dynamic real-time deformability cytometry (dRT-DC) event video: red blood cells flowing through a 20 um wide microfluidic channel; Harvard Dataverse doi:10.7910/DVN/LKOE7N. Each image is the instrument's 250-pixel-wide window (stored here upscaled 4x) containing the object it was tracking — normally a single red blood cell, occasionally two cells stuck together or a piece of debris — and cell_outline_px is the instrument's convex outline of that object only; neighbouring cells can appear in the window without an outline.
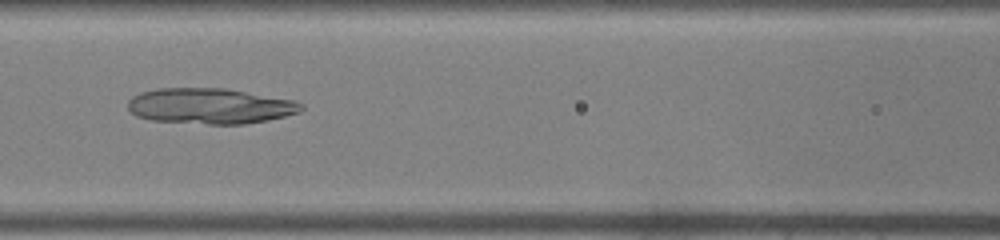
{"species": "common noctule bat (a hibernating species)", "species_latin": "Nyctalus noctula", "temperature_condition": "warm", "stored_images_in_passage": 44, "camera_frame_rate_fps": 3000, "um_per_image_px": 0.085, "animal": {"sex": "male", "body_mass_g": 19.0, "forearm_length_mm": 50.8}, "frame": {"image": 1, "passage_image": 20, "time_ms": 6.333, "image_size_px": [1000, 240], "cell_outline_px": [[304, 108], [300, 112], [268, 120], [244, 124], [208, 124], [152, 120], [136, 116], [128, 108], [128, 100], [132, 96], [140, 92], [156, 88], [224, 88], [296, 100], [304, 104]], "centroid_in_image_um": [17.87, 9.0], "position_along_channel_um": 148.7, "area_um2": 36.18}}
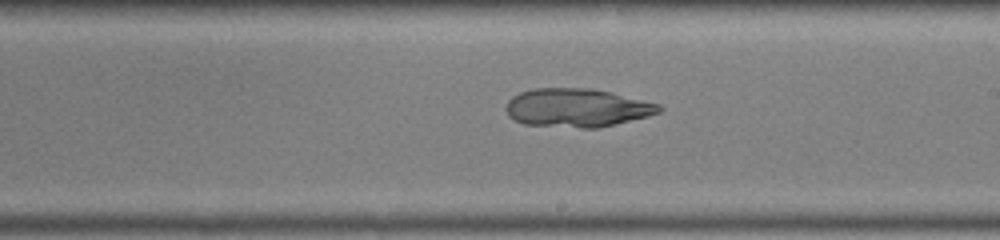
{"frame": {"image": 2, "passage_image": 26, "time_ms": 8.333, "image_size_px": [1000, 240], "cell_outline_px": [[664, 108], [660, 112], [648, 116], [596, 128], [580, 128], [524, 124], [508, 116], [508, 100], [512, 96], [520, 92], [532, 88], [592, 88], [660, 104]], "centroid_in_image_um": [49.05, 9.15], "position_along_channel_um": 240.0, "area_um2": 34.1}}
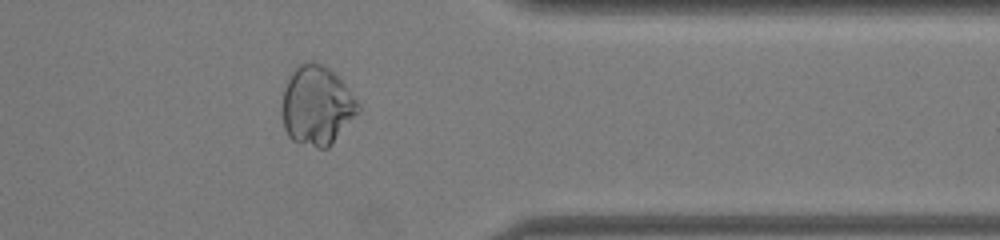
{"frame": {"image": 3, "passage_image": 36, "time_ms": 11.667, "image_size_px": [1000, 240], "cell_outline_px": [[360, 112], [332, 144], [328, 148], [316, 148], [292, 140], [288, 136], [284, 128], [280, 112], [284, 88], [292, 72], [300, 64], [308, 60], [312, 60], [328, 68], [344, 84], [360, 104]], "centroid_in_image_um": [26.92, 9.0], "position_along_channel_um": 384.5, "area_um2": 35.37}}